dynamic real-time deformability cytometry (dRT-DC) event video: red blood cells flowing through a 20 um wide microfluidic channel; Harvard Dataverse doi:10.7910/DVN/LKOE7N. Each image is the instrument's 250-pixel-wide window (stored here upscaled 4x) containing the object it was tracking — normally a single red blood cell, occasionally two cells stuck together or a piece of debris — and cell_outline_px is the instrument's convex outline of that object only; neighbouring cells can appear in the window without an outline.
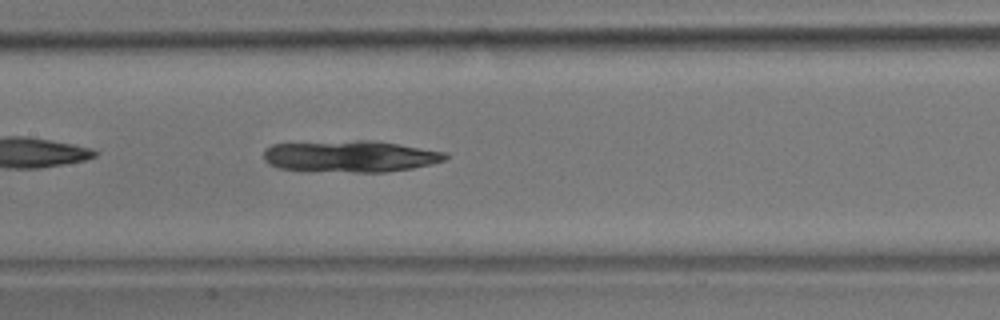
{"species": "common noctule bat (a hibernating species)", "species_latin": "Nyctalus noctula", "temperature_condition": "room temperature", "stored_images_in_passage": 41, "camera_frame_rate_fps": 3000, "um_per_image_px": 0.085, "animal": {"sex": "male", "body_mass_g": 17.9}, "frame": {"image": 1, "passage_image": 12, "time_ms": 3.667, "image_size_px": [1000, 320], "cell_outline_px": [[448, 156], [444, 160], [432, 164], [412, 168], [388, 172], [304, 172], [280, 168], [268, 164], [264, 160], [264, 148], [272, 144], [356, 140], [376, 140], [448, 152]], "centroid_in_image_um": [29.75, 13.3], "position_along_channel_um": 177.6, "area_um2": 34.22}}